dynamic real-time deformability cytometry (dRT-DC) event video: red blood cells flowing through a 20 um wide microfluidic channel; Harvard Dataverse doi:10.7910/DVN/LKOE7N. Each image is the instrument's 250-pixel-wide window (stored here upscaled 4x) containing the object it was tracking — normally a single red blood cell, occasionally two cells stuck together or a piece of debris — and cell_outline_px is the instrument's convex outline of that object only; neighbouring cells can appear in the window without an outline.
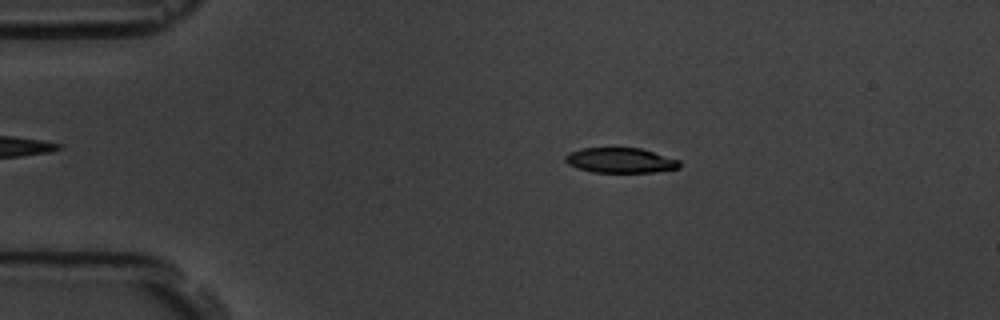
{"species": "common noctule bat (a hibernating species)", "species_latin": "Nyctalus noctula", "temperature_condition": "room temperature", "stored_images_in_passage": 4, "camera_frame_rate_fps": 3000, "um_per_image_px": 0.085, "animal": {"sex": "male", "body_mass_g": 19.5, "forearm_length_mm": 54.6}, "frame": {"image": 1, "passage_image": 3, "time_ms": 2.333, "image_size_px": [1000, 320], "cell_outline_px": [[680, 168], [652, 172], [592, 172], [568, 164], [564, 160], [564, 156], [568, 152], [580, 148], [640, 148], [680, 160]], "centroid_in_image_um": [52.71, 13.62], "position_along_channel_um": 32.3, "area_um2": 16.65}}